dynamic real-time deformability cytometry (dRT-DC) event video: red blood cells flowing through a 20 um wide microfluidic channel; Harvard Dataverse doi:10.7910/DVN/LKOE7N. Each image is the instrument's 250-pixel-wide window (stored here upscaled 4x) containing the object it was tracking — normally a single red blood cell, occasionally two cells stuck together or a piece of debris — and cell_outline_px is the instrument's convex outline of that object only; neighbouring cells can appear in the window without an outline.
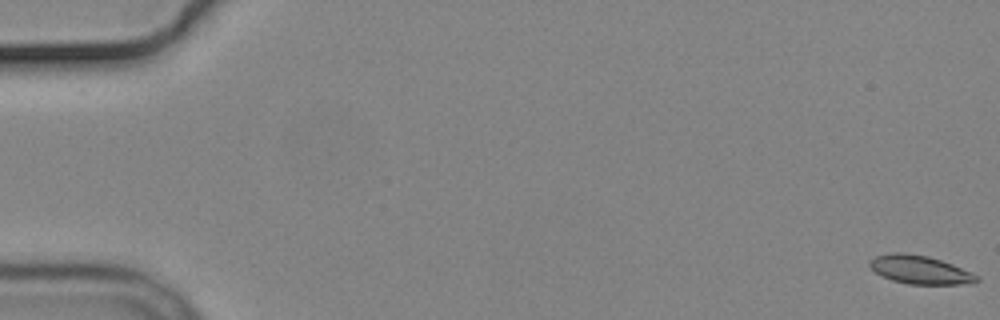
{"species": "common noctule bat (a hibernating species)", "species_latin": "Nyctalus noctula", "temperature_condition": "cold", "stored_images_in_passage": 18, "camera_frame_rate_fps": 3000, "um_per_image_px": 0.085, "animal": {"sex": "male", "body_mass_g": 19.2, "forearm_length_mm": 51.8}, "frame": {"image": 1, "passage_image": 1, "time_ms": 0.0, "image_size_px": [1000, 320], "cell_outline_px": [[980, 280], [972, 284], [908, 284], [892, 280], [876, 272], [868, 264], [876, 256], [892, 252], [904, 252], [928, 256], [952, 264], [976, 276]], "centroid_in_image_um": [78.19, 22.93], "position_along_channel_um": 6.8, "area_um2": 17.4}}